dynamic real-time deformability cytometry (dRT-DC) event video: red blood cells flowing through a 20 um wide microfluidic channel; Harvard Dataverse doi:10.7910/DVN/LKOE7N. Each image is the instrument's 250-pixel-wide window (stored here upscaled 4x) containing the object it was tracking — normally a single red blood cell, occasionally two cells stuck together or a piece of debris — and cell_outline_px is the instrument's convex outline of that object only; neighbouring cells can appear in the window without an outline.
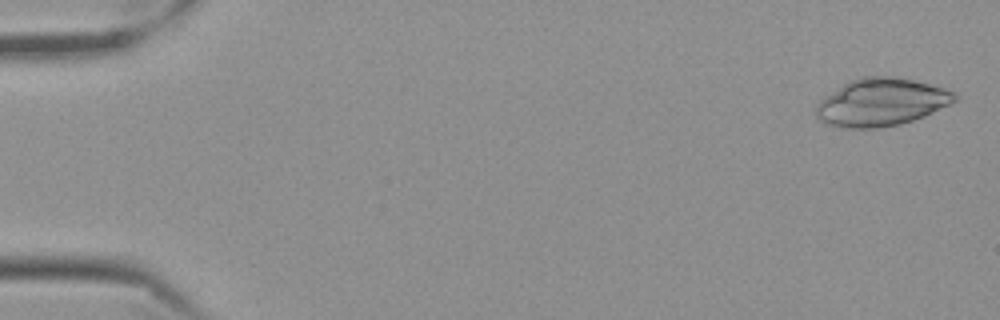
{"species": "Egyptian fruit bat (a non-hibernating species)", "species_latin": "Rousettus aegyptiacus", "temperature_condition": "cold", "stored_images_in_passage": 58, "camera_frame_rate_fps": 3000, "um_per_image_px": 0.085, "frame": {"image": 1, "passage_image": 2, "time_ms": 0.333, "image_size_px": [1000, 320], "cell_outline_px": [[960, 100], [924, 116], [900, 124], [876, 128], [848, 128], [828, 124], [820, 120], [816, 116], [816, 108], [820, 100], [824, 96], [848, 80], [860, 76], [896, 76], [944, 88], [956, 92]], "centroid_in_image_um": [74.92, 8.67], "position_along_channel_um": 10.1, "area_um2": 38.67}}
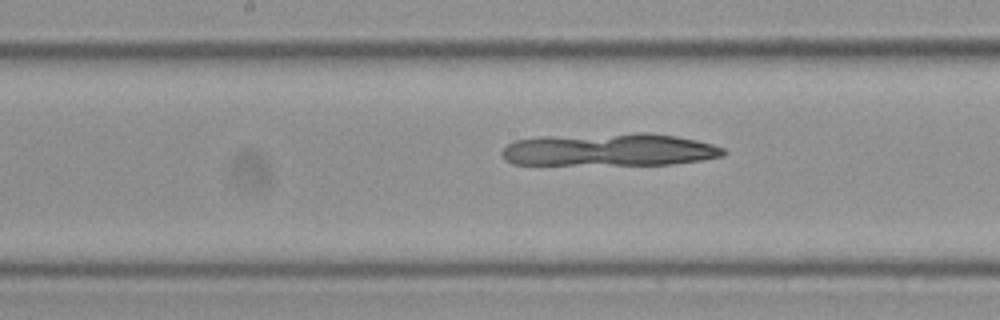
{"frame": {"image": 2, "passage_image": 30, "time_ms": 9.667, "image_size_px": [1000, 320], "cell_outline_px": [[728, 152], [724, 156], [700, 160], [668, 164], [512, 164], [504, 160], [500, 152], [508, 144], [516, 140], [540, 136], [636, 132], [648, 132], [676, 136], [696, 140], [712, 144], [724, 148]], "centroid_in_image_um": [51.8, 12.71], "position_along_channel_um": 196.4, "area_um2": 42.48}}
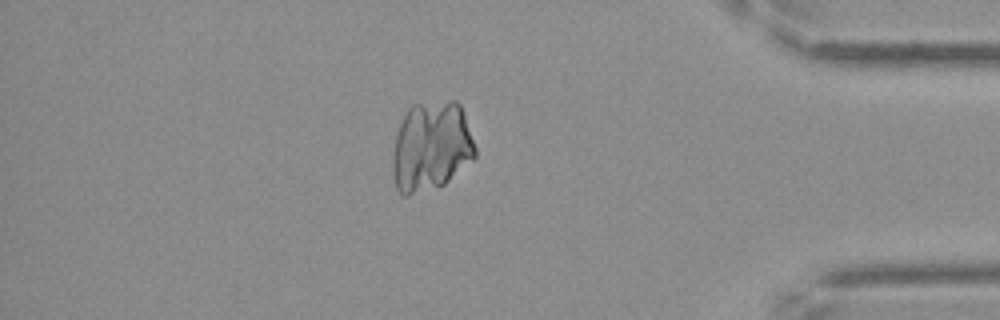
{"frame": {"image": 3, "passage_image": 50, "time_ms": 16.333, "image_size_px": [1000, 320], "cell_outline_px": [[476, 156], [472, 160], [444, 184], [408, 196], [404, 196], [396, 188], [392, 172], [392, 156], [396, 136], [400, 124], [408, 108], [412, 104], [452, 100], [456, 100], [460, 104], [464, 112], [476, 148]], "centroid_in_image_um": [36.65, 12.44], "position_along_channel_um": 398.6, "area_um2": 43.29}}